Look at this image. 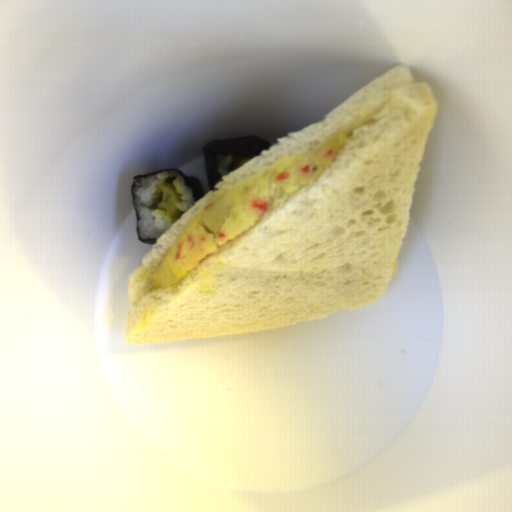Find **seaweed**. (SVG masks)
Returning a JSON list of instances; mask_svg holds the SVG:
<instances>
[{
  "mask_svg": "<svg viewBox=\"0 0 512 512\" xmlns=\"http://www.w3.org/2000/svg\"><path fill=\"white\" fill-rule=\"evenodd\" d=\"M271 147H273L271 143L265 139L249 134L224 140L213 139L204 144L202 148V156L209 191L222 181L218 170V163L216 161L217 156H233L234 163L231 169L232 171Z\"/></svg>",
  "mask_w": 512,
  "mask_h": 512,
  "instance_id": "1faa68ee",
  "label": "seaweed"
},
{
  "mask_svg": "<svg viewBox=\"0 0 512 512\" xmlns=\"http://www.w3.org/2000/svg\"><path fill=\"white\" fill-rule=\"evenodd\" d=\"M160 172H175V173L180 174L183 177L184 186H187L190 189L191 196H192L195 204L206 195L204 190H203V188H202L200 178H198L196 176H189V175H187L186 173H184L183 171H181L178 168L161 169V170L149 172V173L144 174V175L134 176L133 180H132V183H131V185L129 187V193H130L131 198H132L131 206L134 208V212H135V222H136L135 233H136V237H137L138 242L143 243L145 245H153L154 246L157 243V239L158 238L142 239L140 237V235H139V228L137 226L138 212H137L136 207L134 205L133 188H134V184H135L136 180H138V179H140L142 177H147V176L155 175V174L160 173Z\"/></svg>",
  "mask_w": 512,
  "mask_h": 512,
  "instance_id": "45ffbabd",
  "label": "seaweed"
}]
</instances>
